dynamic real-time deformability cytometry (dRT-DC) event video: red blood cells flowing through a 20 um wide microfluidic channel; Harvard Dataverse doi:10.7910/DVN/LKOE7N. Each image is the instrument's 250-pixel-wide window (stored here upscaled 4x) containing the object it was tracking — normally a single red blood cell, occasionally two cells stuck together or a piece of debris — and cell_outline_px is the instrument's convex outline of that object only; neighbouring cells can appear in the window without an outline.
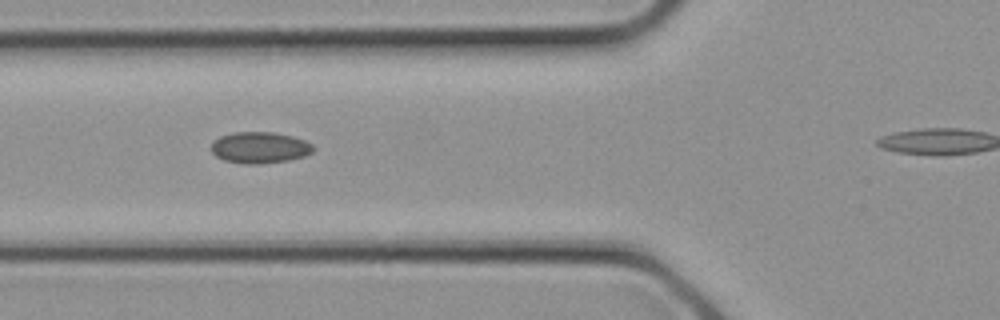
{"species": "common noctule bat (a hibernating species)", "species_latin": "Nyctalus noctula", "temperature_condition": "cold", "stored_images_in_passage": 20, "camera_frame_rate_fps": 3000, "um_per_image_px": 0.085, "animal": {"sex": "female", "body_mass_g": 21.9}, "frame": {"image": 1, "passage_image": 7, "time_ms": 2.0, "image_size_px": [1000, 320], "cell_outline_px": [[316, 148], [312, 152], [304, 156], [288, 160], [260, 164], [244, 164], [224, 160], [216, 156], [212, 152], [212, 140], [220, 136], [232, 132], [276, 132], [292, 136], [304, 140], [312, 144]], "centroid_in_image_um": [22.08, 12.54], "position_along_channel_um": 103.7, "area_um2": 18.79}}
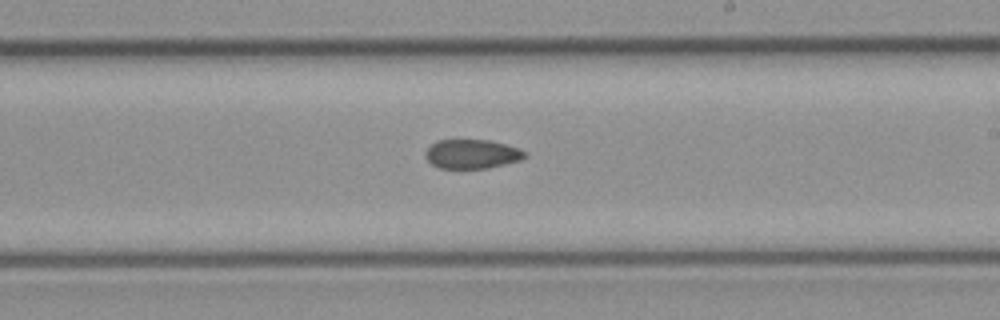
{"frame": {"image": 2, "passage_image": 13, "time_ms": 4.0, "image_size_px": [1000, 320], "cell_outline_px": [[528, 156], [520, 160], [488, 168], [440, 168], [432, 164], [424, 156], [424, 152], [436, 140], [492, 140], [520, 148], [528, 152]], "centroid_in_image_um": [40.15, 13.08], "position_along_channel_um": 248.9, "area_um2": 17.05}}
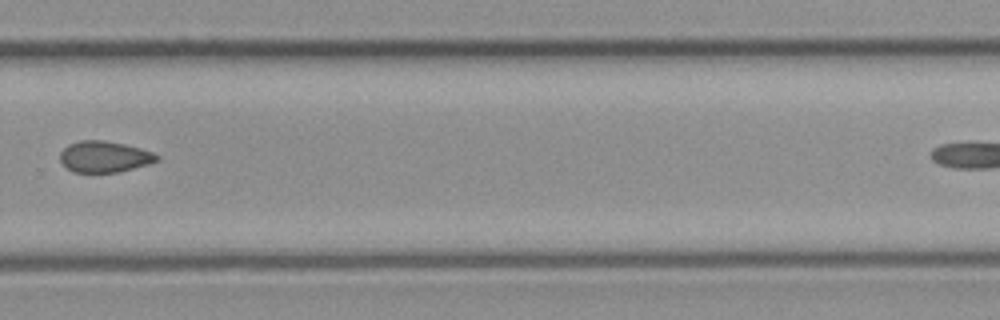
{"frame": {"image": 3, "passage_image": 16, "time_ms": 5.0, "image_size_px": [1000, 320], "cell_outline_px": [[160, 160], [148, 164], [120, 172], [72, 172], [60, 160], [60, 152], [68, 144], [80, 140], [104, 140], [124, 144], [140, 148], [152, 152], [160, 156]], "centroid_in_image_um": [8.88, 13.31], "position_along_channel_um": 320.9, "area_um2": 17.63}}